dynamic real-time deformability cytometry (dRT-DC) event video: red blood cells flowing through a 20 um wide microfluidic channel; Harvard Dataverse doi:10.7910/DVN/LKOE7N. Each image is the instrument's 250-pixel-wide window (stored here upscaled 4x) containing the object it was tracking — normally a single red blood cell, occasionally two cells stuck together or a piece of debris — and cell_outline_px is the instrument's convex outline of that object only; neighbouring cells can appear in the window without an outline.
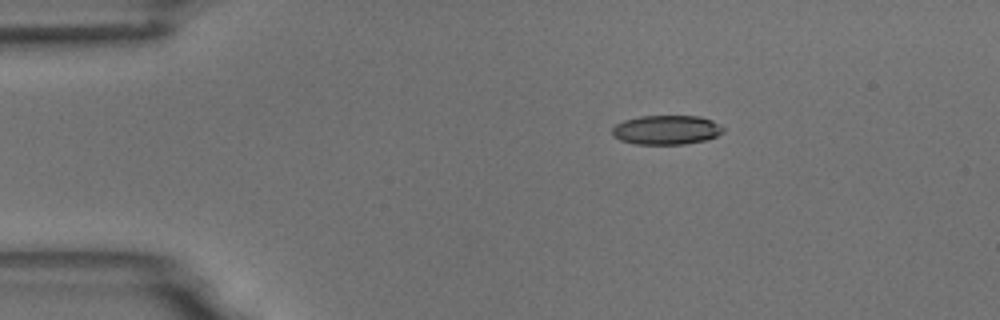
{"species": "common noctule bat (a hibernating species)", "species_latin": "Nyctalus noctula", "temperature_condition": "room temperature", "stored_images_in_passage": 4, "camera_frame_rate_fps": 3000, "um_per_image_px": 0.085, "animal": {"sex": "male", "body_mass_g": 18.8}, "frame": {"image": 1, "passage_image": 4, "time_ms": 4.333, "image_size_px": [1000, 320], "cell_outline_px": [[724, 132], [708, 140], [684, 144], [636, 144], [620, 140], [612, 136], [612, 128], [616, 124], [624, 120], [640, 116], [700, 116], [712, 120], [724, 128]], "centroid_in_image_um": [56.65, 11.04], "position_along_channel_um": 28.4, "area_um2": 19.07}}